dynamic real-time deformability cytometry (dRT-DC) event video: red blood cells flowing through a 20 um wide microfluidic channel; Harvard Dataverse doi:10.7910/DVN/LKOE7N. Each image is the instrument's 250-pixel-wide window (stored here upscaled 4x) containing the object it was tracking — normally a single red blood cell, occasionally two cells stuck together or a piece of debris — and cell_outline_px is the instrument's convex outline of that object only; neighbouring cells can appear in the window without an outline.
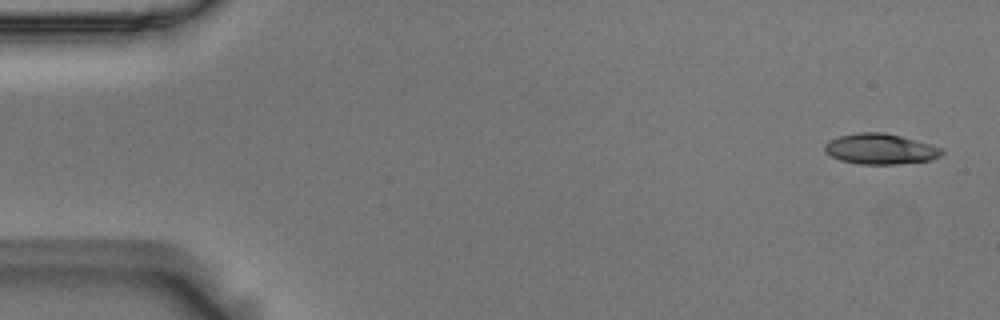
{"species": "Egyptian fruit bat (a non-hibernating species)", "species_latin": "Rousettus aegyptiacus", "temperature_condition": "room temperature", "stored_images_in_passage": 4, "camera_frame_rate_fps": 3000, "um_per_image_px": 0.085, "animal": {"sex": "male"}, "frame": {"image": 1, "passage_image": 1, "time_ms": 0.0, "image_size_px": [1000, 320], "cell_outline_px": [[944, 152], [940, 156], [932, 160], [896, 164], [860, 164], [840, 160], [824, 152], [824, 144], [828, 140], [840, 136], [856, 132], [884, 132], [916, 140], [944, 148]], "centroid_in_image_um": [74.83, 12.66], "position_along_channel_um": 10.2, "area_um2": 20.98}}